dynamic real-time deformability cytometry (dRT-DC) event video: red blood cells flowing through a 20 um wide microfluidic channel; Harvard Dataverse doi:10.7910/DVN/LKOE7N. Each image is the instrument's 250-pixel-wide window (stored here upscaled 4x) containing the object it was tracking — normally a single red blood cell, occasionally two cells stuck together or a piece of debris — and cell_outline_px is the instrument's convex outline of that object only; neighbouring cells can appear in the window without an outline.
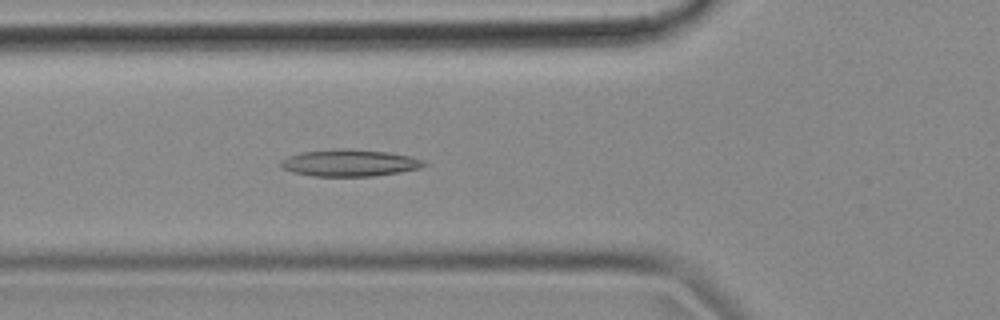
{"species": "common noctule bat (a hibernating species)", "species_latin": "Nyctalus noctula", "temperature_condition": "cold", "stored_images_in_passage": 50, "camera_frame_rate_fps": 3000, "um_per_image_px": 0.085, "animal": {"sex": "female", "body_mass_g": 18.4}, "frame": {"image": 1, "passage_image": 15, "time_ms": 4.667, "image_size_px": [1000, 320], "cell_outline_px": [[428, 164], [420, 168], [400, 172], [372, 176], [312, 176], [292, 172], [280, 168], [280, 160], [288, 156], [300, 152], [332, 148], [344, 148], [388, 152], [408, 156], [424, 160]], "centroid_in_image_um": [29.66, 13.84], "position_along_channel_um": 96.1, "area_um2": 22.66}}
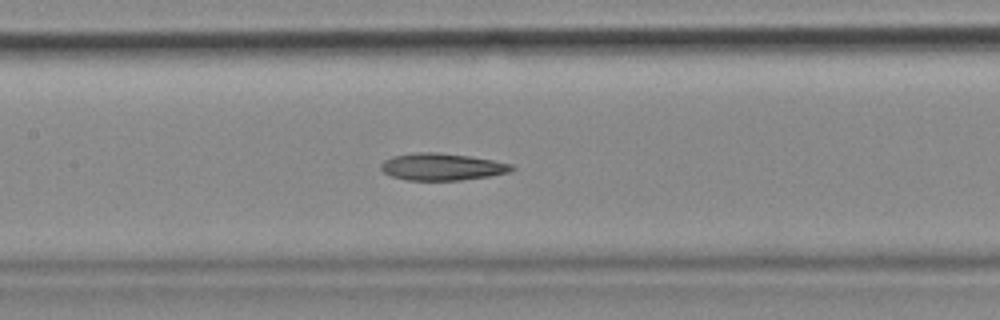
{"frame": {"image": 2, "passage_image": 21, "time_ms": 6.667, "image_size_px": [1000, 320], "cell_outline_px": [[516, 168], [512, 172], [488, 176], [460, 180], [408, 180], [392, 176], [384, 172], [380, 168], [380, 164], [384, 160], [392, 156], [416, 152], [436, 152], [468, 156], [492, 160], [512, 164]], "centroid_in_image_um": [37.57, 14.17], "position_along_channel_um": 169.8, "area_um2": 20.58}}
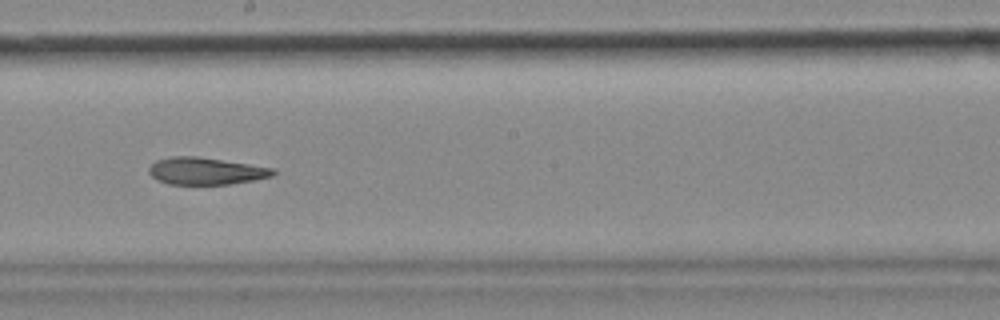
{"frame": {"image": 3, "passage_image": 26, "time_ms": 8.333, "image_size_px": [1000, 320], "cell_outline_px": [[276, 172], [272, 176], [256, 180], [228, 184], [168, 184], [156, 180], [148, 172], [148, 168], [156, 160], [172, 156], [196, 156], [276, 168]], "centroid_in_image_um": [17.5, 14.54], "position_along_channel_um": 230.7, "area_um2": 19.71}, "authors_computed_cell_mechanics": {"area_um2": 21.097, "velocity_mm_per_s": 3.6704, "shape_relaxation_time_tau1_ms": null, "shape_relaxation_time_tau2_ms": 4.9438, "deformation_change_tau1": null, "deformation_change_tau2": 0.136}}